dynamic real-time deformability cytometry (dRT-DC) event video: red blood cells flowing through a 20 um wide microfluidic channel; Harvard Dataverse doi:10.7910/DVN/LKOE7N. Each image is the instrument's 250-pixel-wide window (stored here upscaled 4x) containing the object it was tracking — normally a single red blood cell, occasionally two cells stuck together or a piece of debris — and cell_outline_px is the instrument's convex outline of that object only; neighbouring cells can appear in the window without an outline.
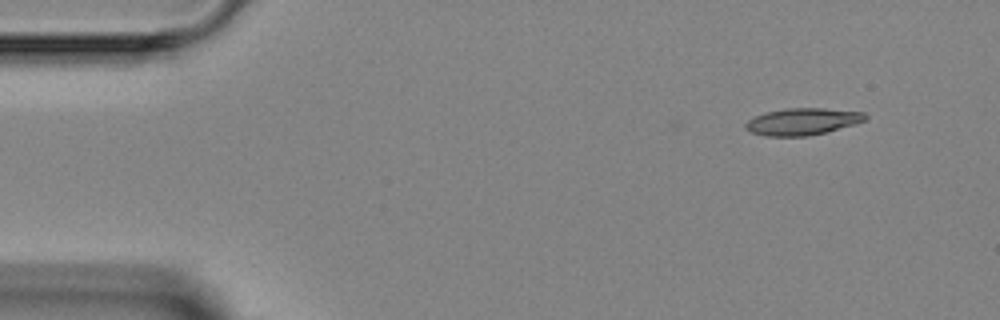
{"species": "Egyptian fruit bat (a non-hibernating species)", "species_latin": "Rousettus aegyptiacus", "temperature_condition": "room temperature", "stored_images_in_passage": 6, "camera_frame_rate_fps": 3000, "um_per_image_px": 0.085, "animal": {"sex": "female"}, "frame": {"image": 1, "passage_image": 1, "time_ms": 0.0, "image_size_px": [1000, 320], "cell_outline_px": [[868, 116], [864, 120], [856, 124], [808, 136], [768, 136], [752, 132], [744, 128], [744, 124], [748, 120], [764, 112], [784, 108], [824, 108], [864, 112]], "centroid_in_image_um": [68.2, 10.32], "position_along_channel_um": 16.8, "area_um2": 18.73}}
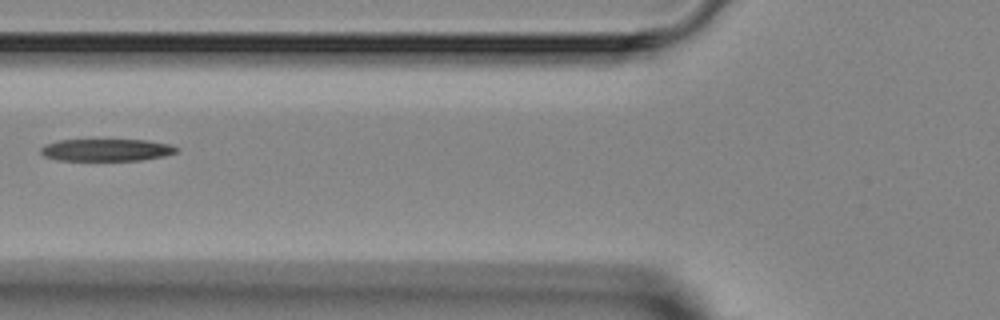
{"frame": {"image": 2, "passage_image": 5, "time_ms": 4.667, "image_size_px": [1000, 320], "cell_outline_px": [[180, 148], [176, 152], [164, 156], [140, 160], [56, 160], [44, 156], [40, 152], [40, 148], [44, 144], [56, 140], [148, 140], [172, 144]], "centroid_in_image_um": [9.04, 12.74], "position_along_channel_um": 116.8, "area_um2": 17.69}}
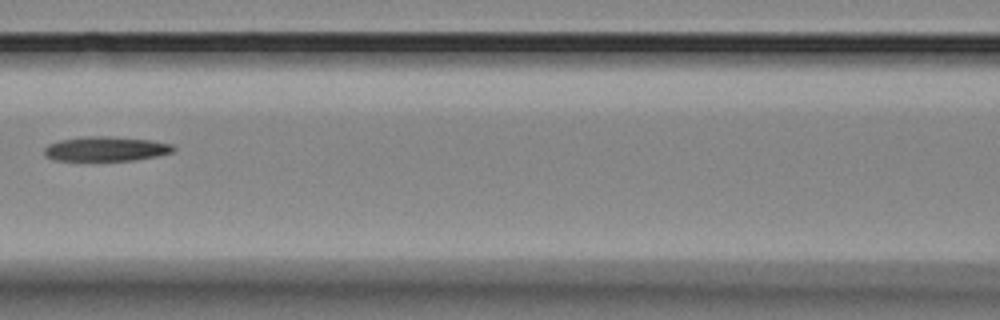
{"frame": {"image": 3, "passage_image": 6, "time_ms": 5.667, "image_size_px": [1000, 320], "cell_outline_px": [[176, 148], [172, 152], [156, 156], [136, 160], [56, 160], [44, 156], [44, 148], [48, 144], [60, 140], [84, 136], [108, 136], [152, 140], [172, 144]], "centroid_in_image_um": [9.0, 12.64], "position_along_channel_um": 157.6, "area_um2": 18.5}}